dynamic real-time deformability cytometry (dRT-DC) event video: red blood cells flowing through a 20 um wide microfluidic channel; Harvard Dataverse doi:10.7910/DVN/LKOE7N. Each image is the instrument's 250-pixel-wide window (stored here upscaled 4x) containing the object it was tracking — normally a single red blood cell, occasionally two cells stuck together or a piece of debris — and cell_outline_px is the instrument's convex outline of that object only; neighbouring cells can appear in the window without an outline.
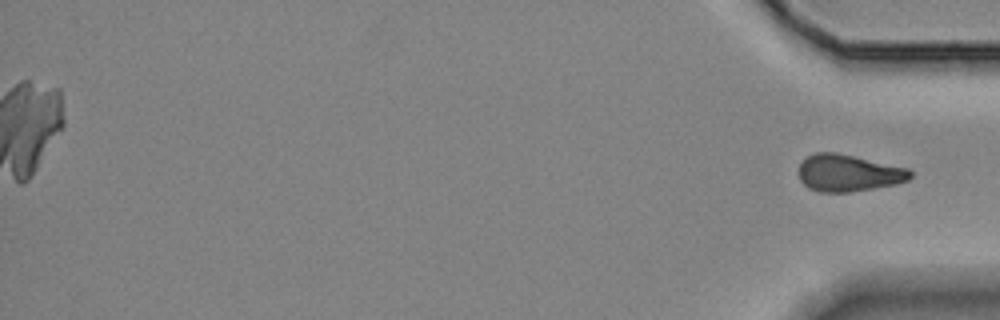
{"species": "Egyptian fruit bat (a non-hibernating species)", "species_latin": "Rousettus aegyptiacus", "temperature_condition": "room temperature", "stored_images_in_passage": 47, "camera_frame_rate_fps": 3000, "um_per_image_px": 0.085, "animal": {"sex": "female"}, "frame": {"image": 1, "passage_image": 47, "time_ms": 15.333, "image_size_px": [1000, 320], "cell_outline_px": [[912, 176], [908, 180], [896, 184], [848, 192], [820, 192], [808, 188], [800, 180], [800, 164], [808, 156], [816, 152], [836, 152], [908, 168], [912, 172]], "centroid_in_image_um": [72.12, 14.7], "position_along_channel_um": 363.1, "area_um2": 23.81}}